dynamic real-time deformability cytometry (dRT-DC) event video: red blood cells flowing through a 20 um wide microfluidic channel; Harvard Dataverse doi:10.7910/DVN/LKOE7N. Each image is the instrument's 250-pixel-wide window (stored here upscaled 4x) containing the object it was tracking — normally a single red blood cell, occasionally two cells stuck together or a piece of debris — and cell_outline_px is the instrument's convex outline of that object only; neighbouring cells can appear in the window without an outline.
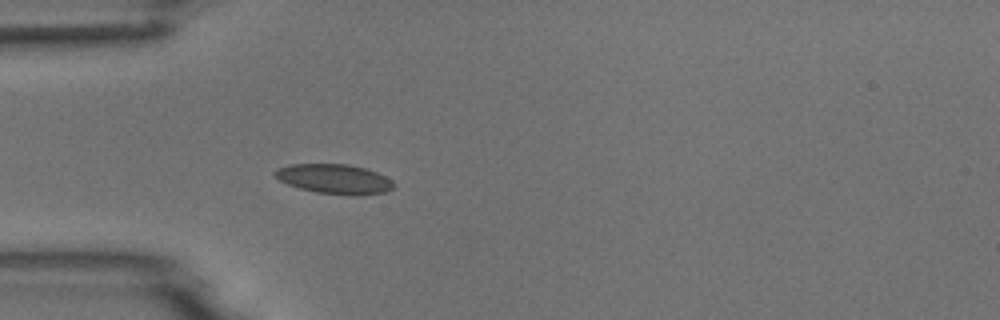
{"species": "common noctule bat (a hibernating species)", "species_latin": "Nyctalus noctula", "temperature_condition": "room temperature", "stored_images_in_passage": 5, "camera_frame_rate_fps": 3000, "um_per_image_px": 0.085, "animal": {"sex": "male", "body_mass_g": 18.8}, "frame": {"image": 1, "passage_image": 5, "time_ms": 5.667, "image_size_px": [1000, 320], "cell_outline_px": [[396, 184], [392, 188], [384, 192], [356, 196], [316, 192], [300, 188], [288, 184], [280, 180], [272, 172], [276, 168], [288, 164], [348, 164], [364, 168], [376, 172], [392, 180]], "centroid_in_image_um": [28.41, 15.21], "position_along_channel_um": 56.6, "area_um2": 20.52}}